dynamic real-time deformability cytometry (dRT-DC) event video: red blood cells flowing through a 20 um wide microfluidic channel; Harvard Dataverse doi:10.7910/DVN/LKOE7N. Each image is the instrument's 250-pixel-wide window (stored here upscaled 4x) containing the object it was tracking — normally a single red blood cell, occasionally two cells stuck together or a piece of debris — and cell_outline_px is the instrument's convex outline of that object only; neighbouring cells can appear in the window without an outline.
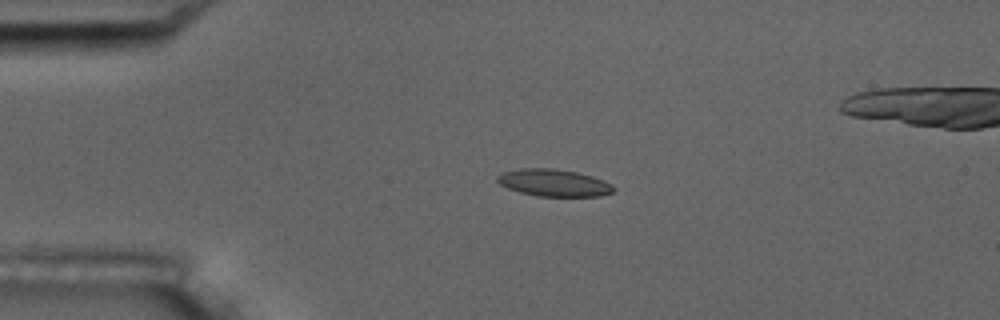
{"species": "common noctule bat (a hibernating species)", "species_latin": "Nyctalus noctula", "temperature_condition": "room temperature", "stored_images_in_passage": 5, "camera_frame_rate_fps": 3000, "um_per_image_px": 0.085, "animal": {"sex": "male", "body_mass_g": 17.5, "forearm_length_mm": 52.3}, "frame": {"image": 1, "passage_image": 3, "time_ms": 2.333, "image_size_px": [1000, 320], "cell_outline_px": [[616, 188], [612, 192], [600, 196], [536, 196], [520, 192], [508, 188], [500, 184], [496, 180], [496, 176], [504, 172], [520, 168], [552, 168], [576, 172], [592, 176], [604, 180], [612, 184]], "centroid_in_image_um": [47.08, 15.53], "position_along_channel_um": 37.9, "area_um2": 18.38}}